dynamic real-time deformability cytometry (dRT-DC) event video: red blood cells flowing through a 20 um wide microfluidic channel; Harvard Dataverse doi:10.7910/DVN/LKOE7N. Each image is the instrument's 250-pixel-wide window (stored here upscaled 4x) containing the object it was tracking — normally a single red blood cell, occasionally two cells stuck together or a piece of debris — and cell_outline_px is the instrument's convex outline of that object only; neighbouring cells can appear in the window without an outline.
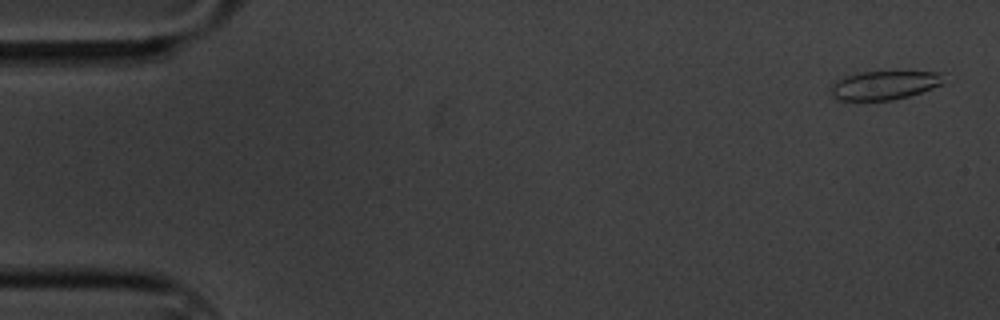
{"species": "common noctule bat (a hibernating species)", "species_latin": "Nyctalus noctula", "temperature_condition": "cold", "stored_images_in_passage": 60, "camera_frame_rate_fps": 3000, "um_per_image_px": 0.085, "animal": {"sex": "male", "body_mass_g": 20.1, "forearm_length_mm": 53.5}, "frame": {"image": 1, "passage_image": 2, "time_ms": 0.333, "image_size_px": [1000, 320], "cell_outline_px": [[944, 84], [908, 96], [892, 100], [836, 100], [828, 88], [832, 84], [844, 76], [860, 72], [944, 72]], "centroid_in_image_um": [75.16, 7.24], "position_along_channel_um": 9.8, "area_um2": 18.96}}
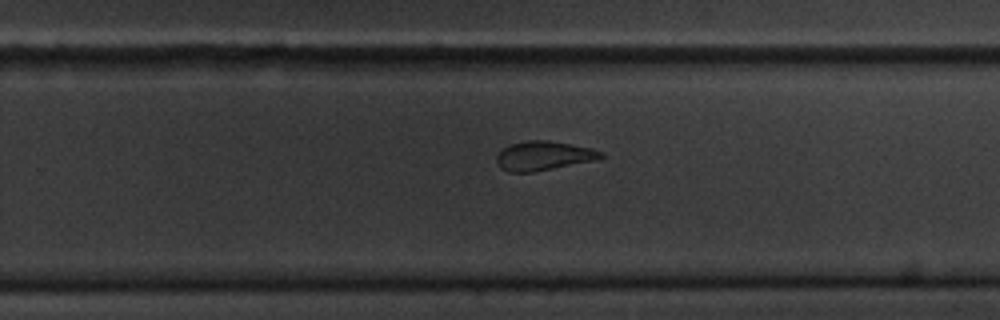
{"frame": {"image": 2, "passage_image": 38, "time_ms": 12.333, "image_size_px": [1000, 320], "cell_outline_px": [[604, 156], [592, 160], [532, 172], [508, 172], [500, 168], [496, 160], [496, 156], [504, 148], [512, 144], [528, 140], [548, 140], [592, 148], [604, 152]], "centroid_in_image_um": [46.17, 13.23], "position_along_channel_um": 283.6, "area_um2": 17.4}}
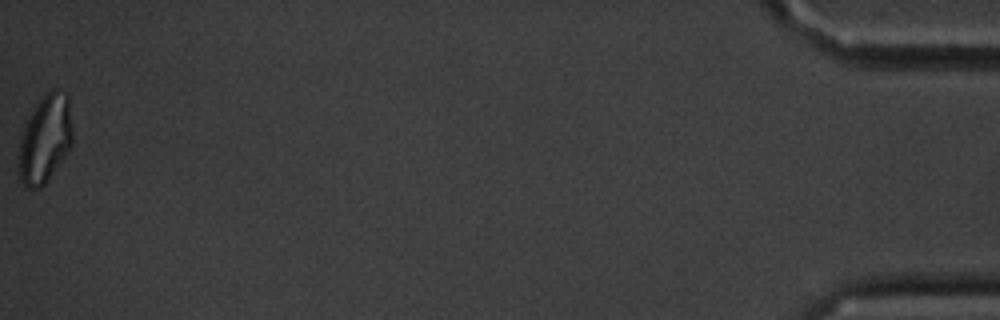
{"frame": {"image": 3, "passage_image": 60, "time_ms": 19.667, "image_size_px": [1000, 320], "cell_outline_px": [[72, 144], [44, 184], [40, 188], [24, 188], [20, 180], [16, 168], [20, 136], [32, 112], [40, 100], [52, 88], [56, 88], [68, 92], [72, 128]], "centroid_in_image_um": [3.81, 11.83], "position_along_channel_um": 431.4, "area_um2": 27.69}, "authors_computed_cell_mechanics": {"area_um2": 18.9873, "velocity_mm_per_s": 3.3379, "shape_relaxation_time_tau1_ms": 5.5504, "shape_relaxation_time_tau2_ms": 2.0434, "deformation_change_tau1": 0.1471, "deformation_change_tau2": 0.0844}}